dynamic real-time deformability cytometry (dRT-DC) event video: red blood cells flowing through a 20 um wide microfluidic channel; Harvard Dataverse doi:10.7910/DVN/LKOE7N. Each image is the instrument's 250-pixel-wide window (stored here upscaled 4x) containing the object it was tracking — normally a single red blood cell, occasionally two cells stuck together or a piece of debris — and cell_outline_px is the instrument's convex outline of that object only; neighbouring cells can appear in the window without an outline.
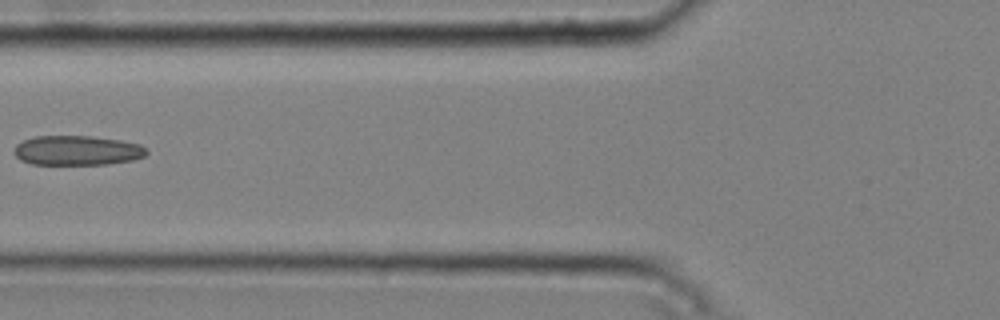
{"species": "common noctule bat (a hibernating species)", "species_latin": "Nyctalus noctula", "temperature_condition": "cold", "stored_images_in_passage": 4, "camera_frame_rate_fps": 3000, "um_per_image_px": 0.085, "animal": {"sex": "male", "body_mass_g": 20.4}, "frame": {"image": 1, "passage_image": 2, "time_ms": 0.333, "image_size_px": [1000, 320], "cell_outline_px": [[148, 152], [144, 156], [132, 160], [108, 164], [32, 164], [20, 160], [12, 152], [16, 144], [24, 140], [36, 136], [88, 136], [120, 140], [140, 144]], "centroid_in_image_um": [6.52, 12.79], "position_along_channel_um": 119.3, "area_um2": 22.83}}
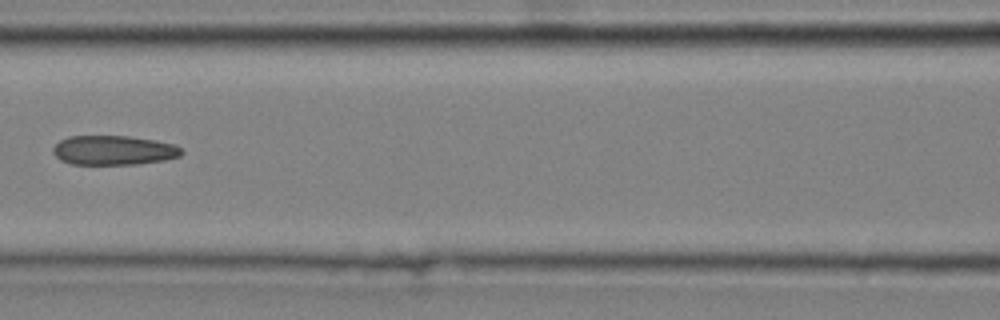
{"frame": {"image": 2, "passage_image": 3, "time_ms": 0.667, "image_size_px": [1000, 320], "cell_outline_px": [[184, 152], [180, 156], [164, 160], [136, 164], [72, 164], [60, 160], [52, 152], [52, 148], [60, 140], [68, 136], [128, 136], [156, 140], [176, 144]], "centroid_in_image_um": [9.66, 12.77], "position_along_channel_um": 156.9, "area_um2": 22.14}}
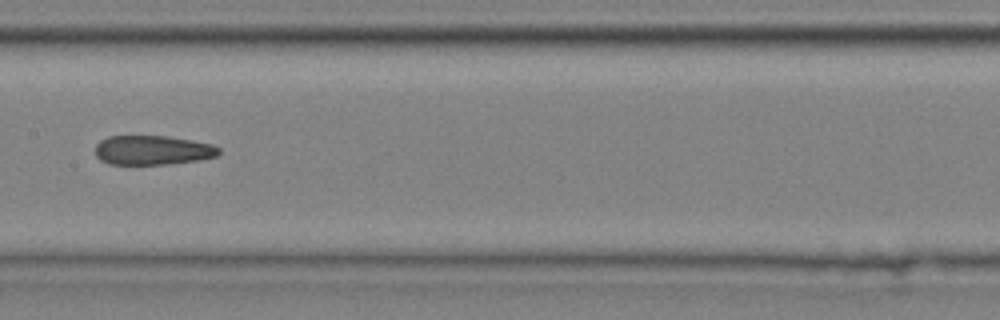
{"frame": {"image": 3, "passage_image": 4, "time_ms": 1.0, "image_size_px": [1000, 320], "cell_outline_px": [[220, 152], [216, 156], [196, 160], [168, 164], [108, 164], [100, 160], [96, 156], [96, 144], [100, 140], [108, 136], [168, 136], [192, 140], [212, 144], [220, 148]], "centroid_in_image_um": [12.95, 12.76], "position_along_channel_um": 194.5, "area_um2": 21.15}}